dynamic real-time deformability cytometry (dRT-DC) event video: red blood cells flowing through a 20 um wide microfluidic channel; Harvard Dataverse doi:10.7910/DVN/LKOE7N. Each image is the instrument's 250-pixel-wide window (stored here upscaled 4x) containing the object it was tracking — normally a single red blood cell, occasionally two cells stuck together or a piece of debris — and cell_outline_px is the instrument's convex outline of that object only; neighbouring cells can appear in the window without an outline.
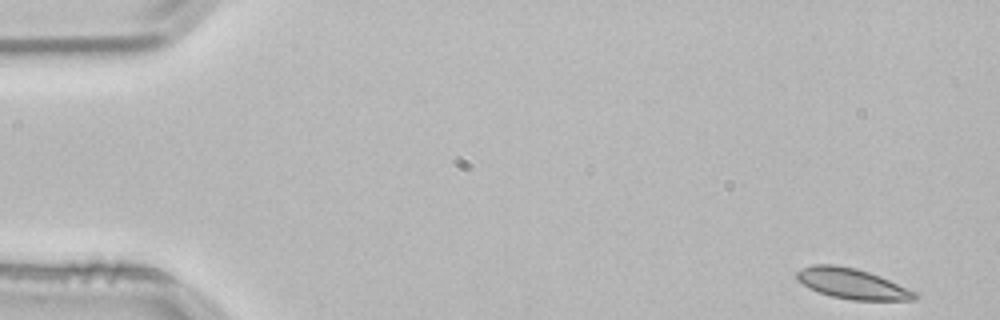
{"species": "common noctule bat (a hibernating species)", "species_latin": "Nyctalus noctula", "temperature_condition": "room temperature", "stored_images_in_passage": 51, "camera_frame_rate_fps": 3000, "um_per_image_px": 0.085, "animal": {"sex": "male", "body_mass_g": 21.5, "forearm_length_mm": 52.0}, "frame": {"image": 1, "passage_image": 1, "time_ms": 0.0, "image_size_px": [1000, 320], "cell_outline_px": [[920, 296], [916, 300], [852, 300], [832, 296], [808, 288], [796, 280], [796, 272], [800, 268], [812, 264], [836, 264], [856, 268], [880, 276], [916, 292]], "centroid_in_image_um": [72.4, 24.1], "position_along_channel_um": 12.6, "area_um2": 21.04}}
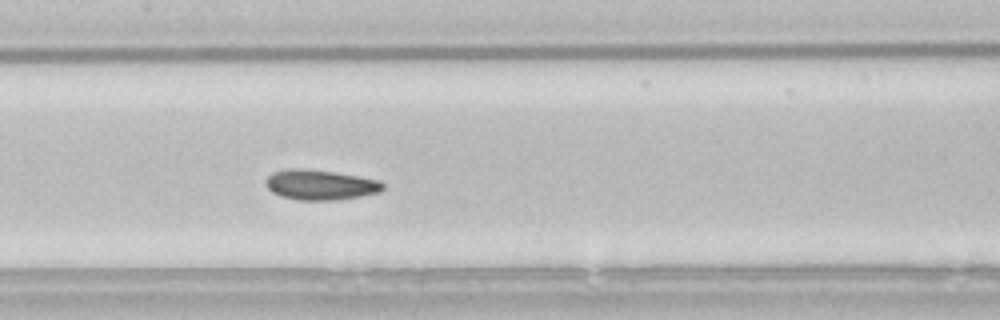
{"frame": {"image": 2, "passage_image": 24, "time_ms": 7.667, "image_size_px": [1000, 320], "cell_outline_px": [[384, 188], [380, 192], [360, 196], [336, 200], [296, 200], [280, 196], [272, 192], [268, 188], [264, 180], [272, 172], [288, 168], [304, 168], [332, 172], [380, 180], [384, 184]], "centroid_in_image_um": [27.19, 15.71], "position_along_channel_um": 180.2, "area_um2": 20.63}}
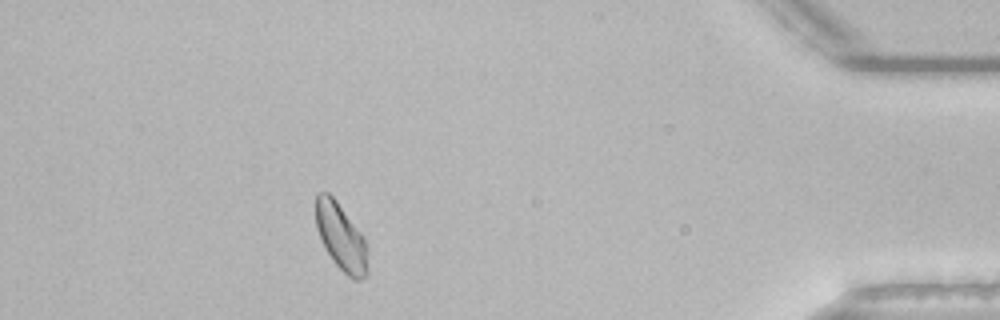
{"frame": {"image": 3, "passage_image": 46, "time_ms": 15.0, "image_size_px": [1000, 320], "cell_outline_px": [[368, 276], [360, 280], [352, 280], [332, 260], [324, 248], [316, 228], [316, 192], [328, 192], [336, 200], [364, 240], [368, 248]], "centroid_in_image_um": [28.98, 20.2], "position_along_channel_um": 406.2, "area_um2": 20.17}, "authors_computed_cell_mechanics": {"area_um2": 20.3456, "velocity_mm_per_s": 3.8066, "shape_relaxation_time_tau1_ms": 2.5468, "shape_relaxation_time_tau2_ms": 4.2353, "deformation_change_tau1": 0.0915, "deformation_change_tau2": 0.0724}}